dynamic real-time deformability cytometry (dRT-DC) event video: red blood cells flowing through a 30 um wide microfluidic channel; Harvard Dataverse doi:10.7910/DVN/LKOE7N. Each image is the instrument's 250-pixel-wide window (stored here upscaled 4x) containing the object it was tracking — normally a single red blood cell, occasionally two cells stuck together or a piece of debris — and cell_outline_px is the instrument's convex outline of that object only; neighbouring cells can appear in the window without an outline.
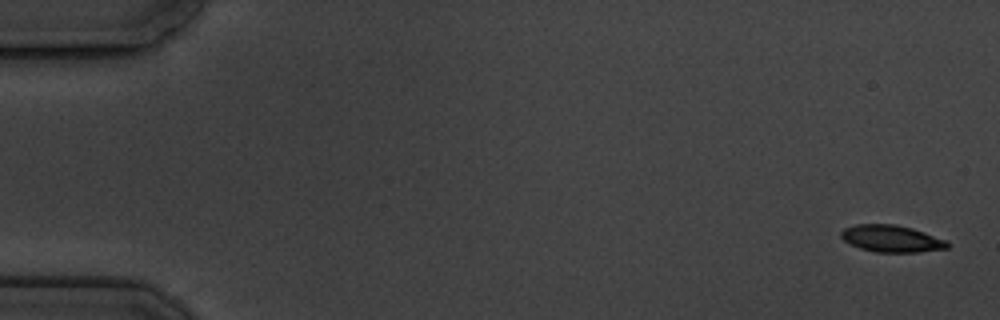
{"species": "common noctule bat (a hibernating species)", "species_latin": "Nyctalus noctula", "temperature_condition": "cold", "stored_images_in_passage": 5, "camera_frame_rate_fps": 3000, "um_per_image_px": 0.085, "animal": {"sex": "male", "body_mass_g": 19.5, "forearm_length_mm": 54.6}, "frame": {"image": 1, "passage_image": 1, "time_ms": 0.0, "image_size_px": [1000, 320], "cell_outline_px": [[948, 248], [916, 252], [876, 252], [860, 248], [844, 240], [840, 236], [840, 232], [844, 228], [856, 224], [896, 224], [912, 228], [948, 240]], "centroid_in_image_um": [75.78, 20.27], "position_along_channel_um": 9.2, "area_um2": 16.65}}
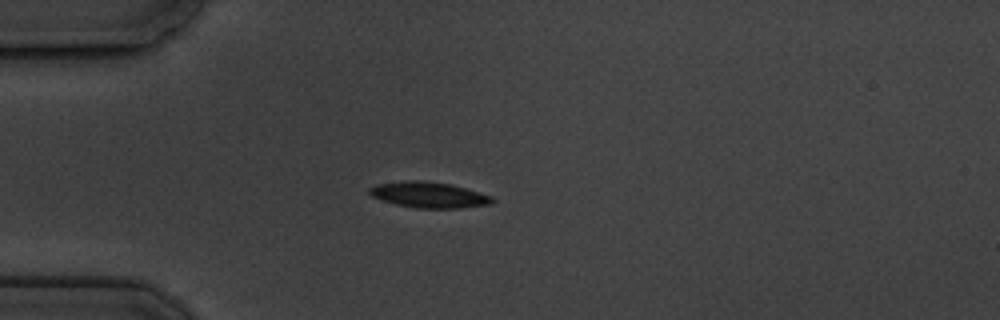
{"frame": {"image": 2, "passage_image": 5, "time_ms": 4.667, "image_size_px": [1000, 320], "cell_outline_px": [[496, 200], [492, 204], [460, 208], [416, 208], [396, 204], [372, 196], [368, 192], [368, 188], [376, 184], [408, 180], [420, 180], [452, 184], [492, 196]], "centroid_in_image_um": [36.48, 16.56], "position_along_channel_um": 48.5, "area_um2": 18.5}}